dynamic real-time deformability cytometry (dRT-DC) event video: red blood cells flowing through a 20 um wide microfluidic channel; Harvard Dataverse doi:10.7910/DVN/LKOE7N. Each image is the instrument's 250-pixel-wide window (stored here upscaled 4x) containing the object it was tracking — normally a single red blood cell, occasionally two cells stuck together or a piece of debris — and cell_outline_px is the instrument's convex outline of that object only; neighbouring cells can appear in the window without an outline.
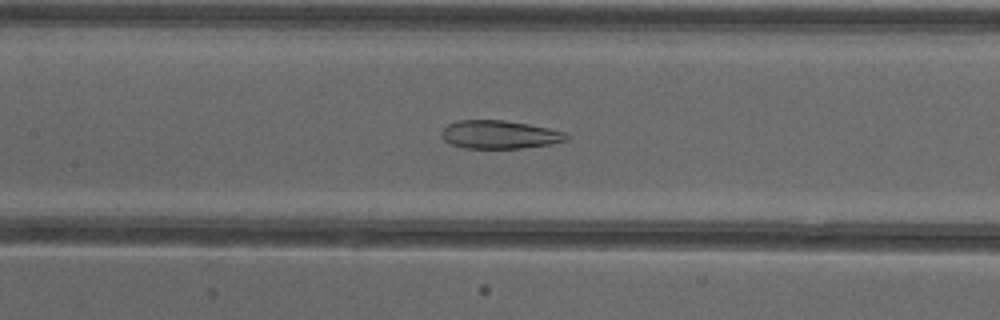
{"species": "common noctule bat (a hibernating species)", "species_latin": "Nyctalus noctula", "temperature_condition": "cold", "stored_images_in_passage": 53, "camera_frame_rate_fps": 3000, "um_per_image_px": 0.085, "animal": {"sex": "female"}, "frame": {"image": 1, "passage_image": 25, "time_ms": 8.0, "image_size_px": [1000, 320], "cell_outline_px": [[572, 136], [568, 140], [552, 144], [520, 148], [464, 148], [452, 144], [444, 140], [440, 136], [440, 132], [448, 124], [456, 120], [504, 120], [528, 124], [568, 132]], "centroid_in_image_um": [42.5, 11.43], "position_along_channel_um": 164.9, "area_um2": 20.81}}
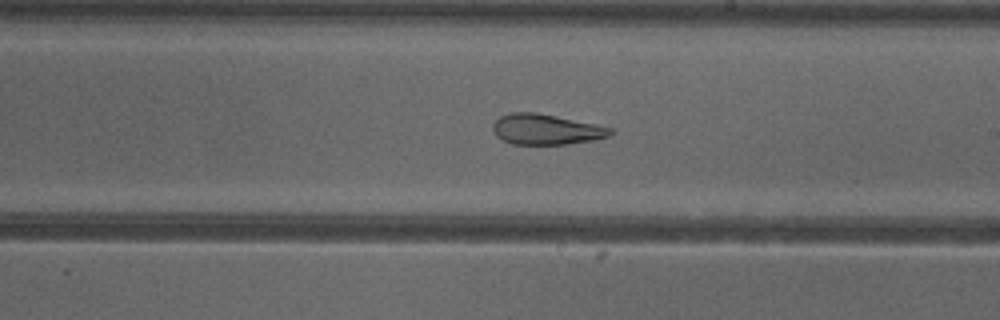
{"frame": {"image": 2, "passage_image": 31, "time_ms": 10.0, "image_size_px": [1000, 320], "cell_outline_px": [[616, 132], [608, 136], [596, 140], [568, 144], [512, 144], [496, 136], [492, 128], [492, 124], [500, 116], [512, 112], [536, 112], [556, 116], [612, 128]], "centroid_in_image_um": [46.42, 11.0], "position_along_channel_um": 242.6, "area_um2": 20.87}}
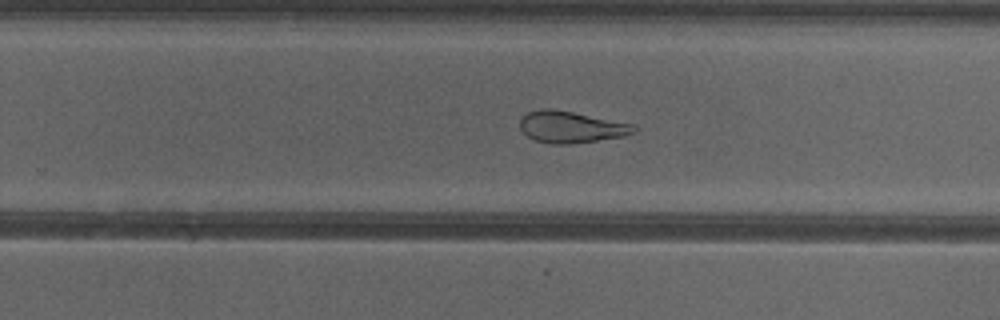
{"frame": {"image": 3, "passage_image": 34, "time_ms": 11.0, "image_size_px": [1000, 320], "cell_outline_px": [[636, 132], [624, 136], [572, 144], [552, 144], [536, 140], [528, 136], [520, 128], [520, 116], [528, 112], [540, 108], [552, 108], [636, 124]], "centroid_in_image_um": [48.55, 10.78], "position_along_channel_um": 281.3, "area_um2": 21.15}, "authors_computed_cell_mechanics": {"area_um2": 26.7614, "velocity_mm_per_s": 3.8911, "shape_relaxation_time_tau1_ms": null, "shape_relaxation_time_tau2_ms": 2.6602, "deformation_change_tau1": null, "deformation_change_tau2": 0.0986}}